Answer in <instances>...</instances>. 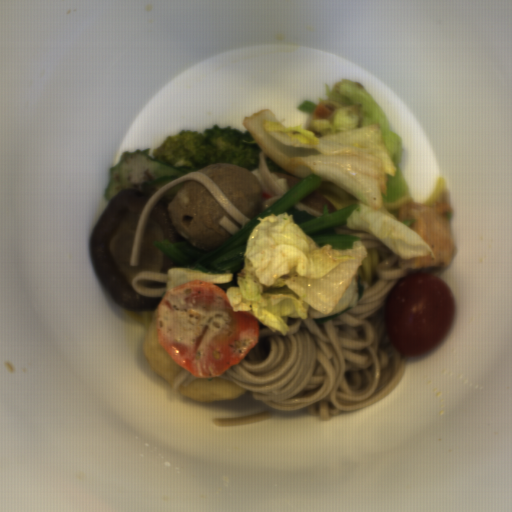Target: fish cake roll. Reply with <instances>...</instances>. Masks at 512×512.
<instances>
[{
  "instance_id": "1",
  "label": "fish cake roll",
  "mask_w": 512,
  "mask_h": 512,
  "mask_svg": "<svg viewBox=\"0 0 512 512\" xmlns=\"http://www.w3.org/2000/svg\"><path fill=\"white\" fill-rule=\"evenodd\" d=\"M250 173L259 180L261 188V203L271 197L276 196L275 190L259 167L253 171H250Z\"/></svg>"
},
{
  "instance_id": "2",
  "label": "fish cake roll",
  "mask_w": 512,
  "mask_h": 512,
  "mask_svg": "<svg viewBox=\"0 0 512 512\" xmlns=\"http://www.w3.org/2000/svg\"><path fill=\"white\" fill-rule=\"evenodd\" d=\"M273 180L280 186V188L287 194L289 192V181L287 178L278 177L273 172H269Z\"/></svg>"
}]
</instances>
